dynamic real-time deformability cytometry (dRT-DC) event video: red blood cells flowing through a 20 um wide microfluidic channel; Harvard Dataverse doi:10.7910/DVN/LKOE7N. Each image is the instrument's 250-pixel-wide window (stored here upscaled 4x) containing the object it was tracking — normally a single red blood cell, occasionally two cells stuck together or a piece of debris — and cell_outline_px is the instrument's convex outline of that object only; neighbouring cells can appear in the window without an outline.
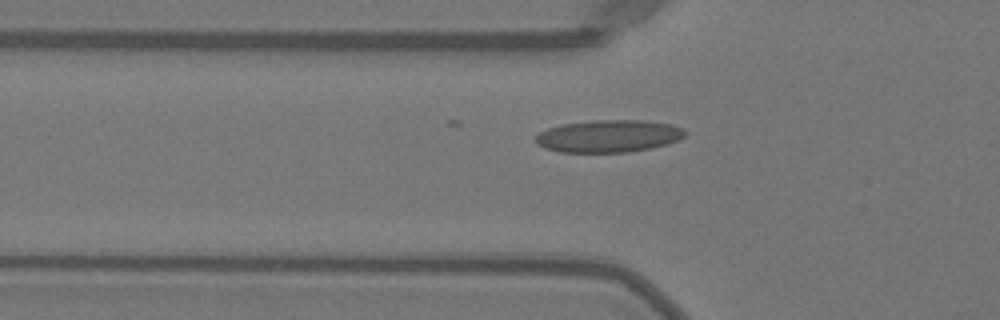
{"species": "Egyptian fruit bat (a non-hibernating species)", "species_latin": "Rousettus aegyptiacus", "temperature_condition": "warm", "stored_images_in_passage": 38, "camera_frame_rate_fps": 3000, "um_per_image_px": 0.085, "animal": {"sex": "female"}, "frame": {"image": 1, "passage_image": 10, "time_ms": 3.0, "image_size_px": [1000, 320], "cell_outline_px": [[688, 132], [684, 136], [668, 144], [652, 148], [628, 152], [560, 152], [544, 148], [536, 144], [536, 136], [540, 132], [548, 128], [564, 124], [592, 120], [644, 120], [672, 124], [684, 128]], "centroid_in_image_um": [51.76, 11.56], "position_along_channel_um": 74.0, "area_um2": 28.32}}
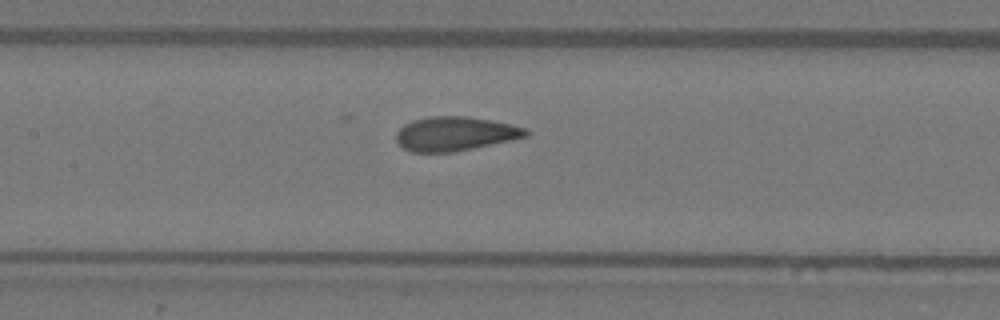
{"frame": {"image": 2, "passage_image": 17, "time_ms": 5.333, "image_size_px": [1000, 320], "cell_outline_px": [[528, 136], [472, 148], [452, 152], [412, 152], [404, 148], [396, 140], [396, 132], [404, 124], [412, 120], [428, 116], [468, 116], [528, 128]], "centroid_in_image_um": [38.64, 11.36], "position_along_channel_um": 168.8, "area_um2": 25.55}}
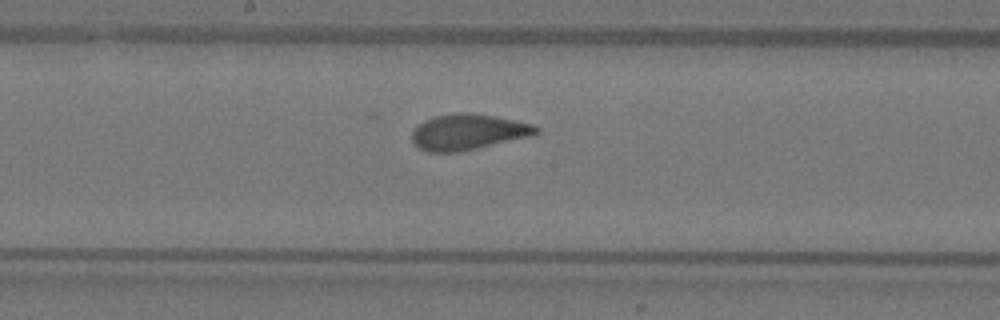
{"frame": {"image": 3, "passage_image": 20, "time_ms": 6.333, "image_size_px": [1000, 320], "cell_outline_px": [[540, 132], [532, 136], [476, 148], [456, 152], [428, 152], [416, 148], [412, 144], [412, 132], [424, 120], [436, 116], [452, 112], [468, 112], [496, 116], [532, 124], [540, 128]], "centroid_in_image_um": [39.77, 11.21], "position_along_channel_um": 208.4, "area_um2": 26.01}}